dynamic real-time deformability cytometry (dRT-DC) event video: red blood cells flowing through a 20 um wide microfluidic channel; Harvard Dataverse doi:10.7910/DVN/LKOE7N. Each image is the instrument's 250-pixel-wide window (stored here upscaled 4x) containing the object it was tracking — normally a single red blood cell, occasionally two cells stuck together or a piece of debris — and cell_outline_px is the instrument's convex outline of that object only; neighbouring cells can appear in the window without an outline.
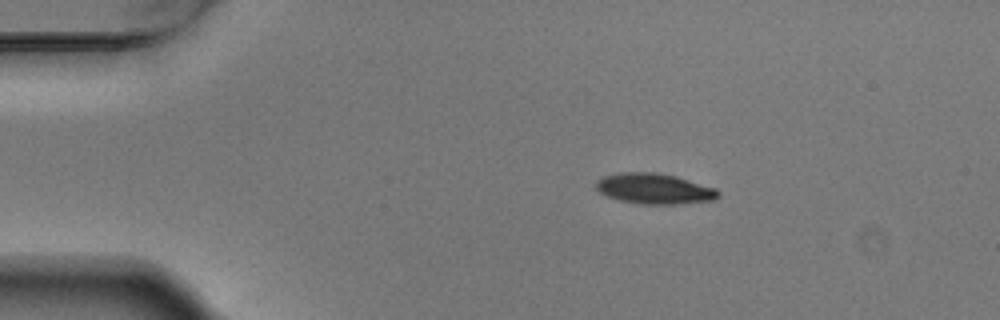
{"species": "Egyptian fruit bat (a non-hibernating species)", "species_latin": "Rousettus aegyptiacus", "temperature_condition": "warm", "stored_images_in_passage": 6, "camera_frame_rate_fps": 3000, "um_per_image_px": 0.085, "animal": {"sex": "male"}, "frame": {"image": 1, "passage_image": 2, "time_ms": 0.333, "image_size_px": [1000, 320], "cell_outline_px": [[720, 196], [716, 200], [676, 204], [640, 204], [620, 200], [608, 196], [600, 192], [596, 188], [596, 184], [604, 176], [620, 172], [656, 172], [676, 176], [716, 188], [720, 192]], "centroid_in_image_um": [55.67, 16.04], "position_along_channel_um": 29.3, "area_um2": 21.73}}
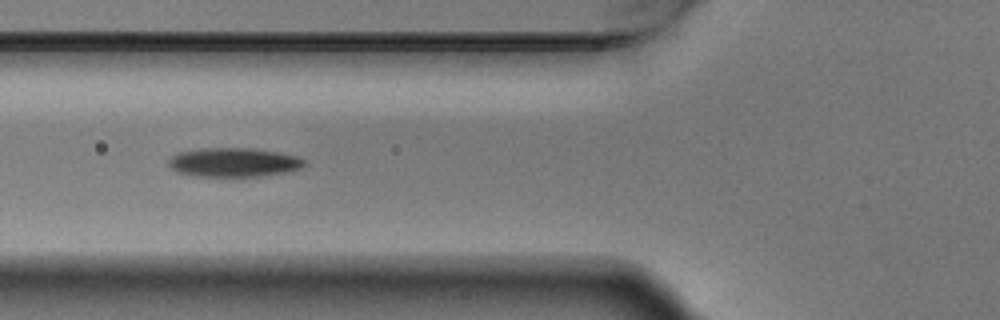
{"frame": {"image": 2, "passage_image": 5, "time_ms": 1.333, "image_size_px": [1000, 320], "cell_outline_px": [[304, 164], [300, 168], [288, 172], [260, 176], [192, 176], [176, 172], [168, 164], [168, 160], [172, 156], [180, 152], [200, 148], [252, 148], [276, 152], [296, 156], [304, 160]], "centroid_in_image_um": [19.83, 13.8], "position_along_channel_um": 106.0, "area_um2": 22.89}}
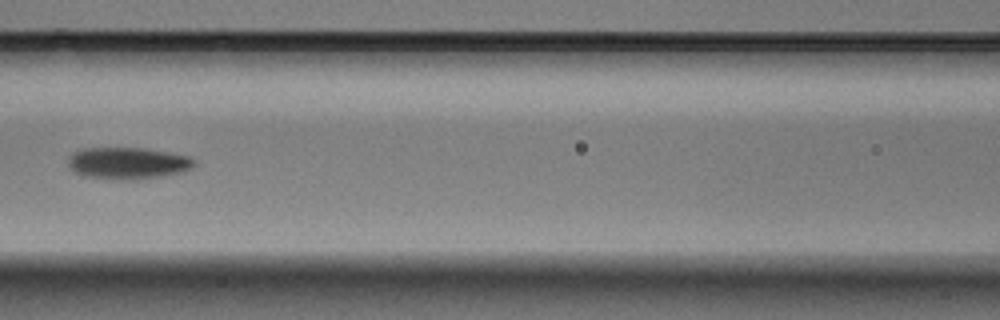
{"frame": {"image": 3, "passage_image": 6, "time_ms": 1.667, "image_size_px": [1000, 320], "cell_outline_px": [[196, 164], [192, 168], [184, 172], [160, 176], [132, 180], [124, 180], [84, 176], [76, 172], [68, 164], [68, 156], [72, 152], [84, 148], [144, 148], [192, 156], [196, 160]], "centroid_in_image_um": [10.91, 13.86], "position_along_channel_um": 155.7, "area_um2": 23.52}}